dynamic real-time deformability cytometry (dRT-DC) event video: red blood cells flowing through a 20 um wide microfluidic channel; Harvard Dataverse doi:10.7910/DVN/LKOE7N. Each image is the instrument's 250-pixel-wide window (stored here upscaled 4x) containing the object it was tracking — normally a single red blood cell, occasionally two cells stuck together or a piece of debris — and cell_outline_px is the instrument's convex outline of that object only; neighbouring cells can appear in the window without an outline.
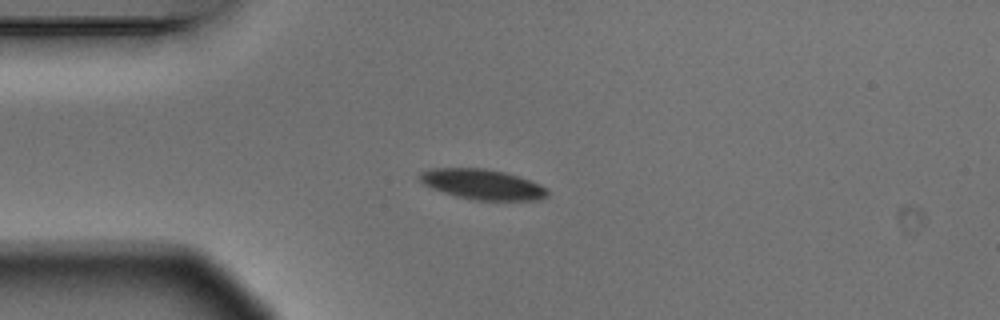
{"species": "Egyptian fruit bat (a non-hibernating species)", "species_latin": "Rousettus aegyptiacus", "temperature_condition": "warm", "stored_images_in_passage": 6, "camera_frame_rate_fps": 3000, "um_per_image_px": 0.085, "animal": {"sex": "male"}, "frame": {"image": 1, "passage_image": 3, "time_ms": 0.667, "image_size_px": [1000, 320], "cell_outline_px": [[548, 196], [540, 200], [476, 200], [456, 196], [432, 188], [424, 184], [416, 176], [420, 172], [428, 168], [484, 168], [504, 172], [540, 184], [548, 192]], "centroid_in_image_um": [40.96, 15.66], "position_along_channel_um": 44.0, "area_um2": 22.43}}
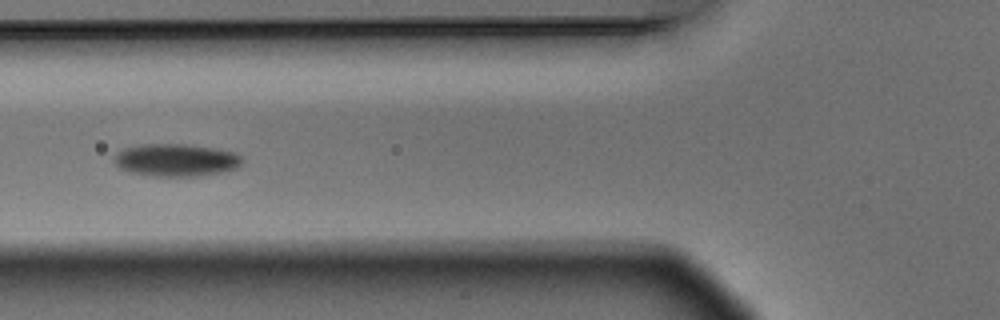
{"frame": {"image": 2, "passage_image": 5, "time_ms": 1.333, "image_size_px": [1000, 320], "cell_outline_px": [[244, 160], [236, 168], [224, 172], [200, 176], [156, 176], [132, 172], [120, 168], [112, 160], [116, 152], [124, 148], [144, 144], [184, 144], [216, 148], [236, 152], [244, 156]], "centroid_in_image_um": [15.01, 13.6], "position_along_channel_um": 110.8, "area_um2": 24.51}}
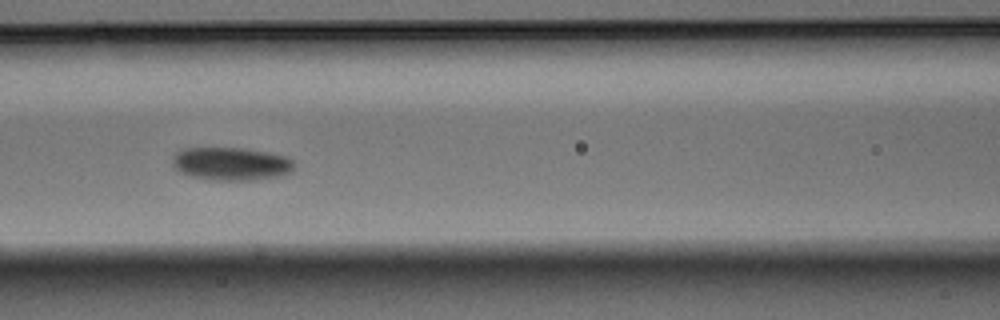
{"frame": {"image": 3, "passage_image": 6, "time_ms": 1.667, "image_size_px": [1000, 320], "cell_outline_px": [[292, 172], [284, 176], [252, 180], [212, 180], [188, 176], [180, 172], [172, 164], [172, 156], [180, 148], [244, 148], [284, 156], [292, 160]], "centroid_in_image_um": [19.6, 13.93], "position_along_channel_um": 147.0, "area_um2": 23.58}}